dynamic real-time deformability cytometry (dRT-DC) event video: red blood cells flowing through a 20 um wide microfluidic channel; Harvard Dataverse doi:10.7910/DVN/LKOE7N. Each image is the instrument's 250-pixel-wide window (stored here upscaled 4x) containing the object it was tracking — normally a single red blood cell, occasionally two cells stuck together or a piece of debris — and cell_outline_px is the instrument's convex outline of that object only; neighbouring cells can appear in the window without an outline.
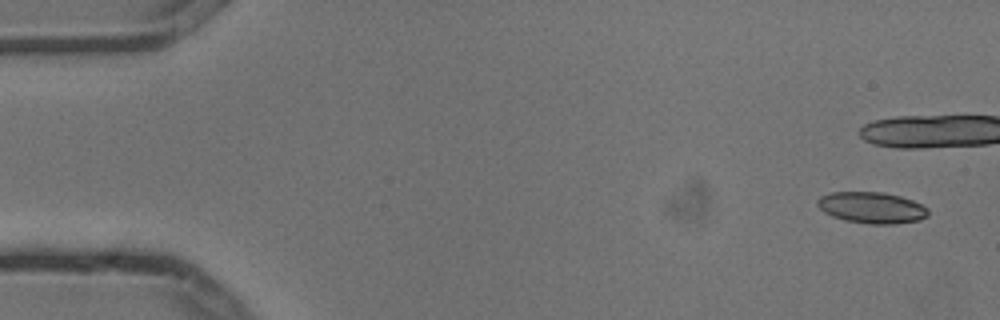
{"species": "common noctule bat (a hibernating species)", "species_latin": "Nyctalus noctula", "temperature_condition": "cold", "stored_images_in_passage": 4, "camera_frame_rate_fps": 3000, "um_per_image_px": 0.085, "animal": {"sex": "male", "body_mass_g": 13.3}, "frame": {"image": 1, "passage_image": 1, "time_ms": 0.0, "image_size_px": [1000, 320], "cell_outline_px": [[928, 216], [920, 220], [896, 224], [868, 224], [844, 220], [832, 216], [824, 212], [816, 204], [816, 200], [820, 196], [832, 192], [884, 192], [900, 196], [912, 200], [928, 208]], "centroid_in_image_um": [74.09, 17.65], "position_along_channel_um": 10.9, "area_um2": 20.35}}